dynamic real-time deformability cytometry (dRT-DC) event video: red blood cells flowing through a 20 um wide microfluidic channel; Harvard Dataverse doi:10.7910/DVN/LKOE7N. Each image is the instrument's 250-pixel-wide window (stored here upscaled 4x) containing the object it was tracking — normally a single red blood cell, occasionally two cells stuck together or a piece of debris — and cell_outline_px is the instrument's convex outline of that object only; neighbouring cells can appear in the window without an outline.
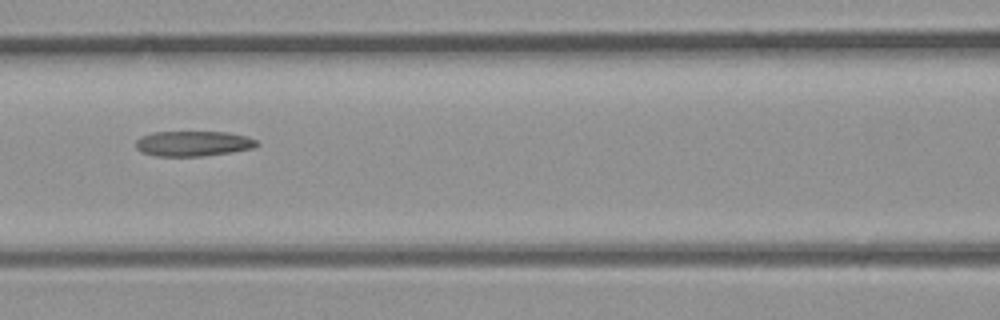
{"species": "common noctule bat (a hibernating species)", "species_latin": "Nyctalus noctula", "temperature_condition": "room temperature", "stored_images_in_passage": 3, "camera_frame_rate_fps": 3000, "um_per_image_px": 0.085, "animal": {"sex": "male", "body_mass_g": 23.1, "forearm_length_mm": 52.7}, "frame": {"image": 1, "passage_image": 3, "time_ms": 0.667, "image_size_px": [1000, 320], "cell_outline_px": [[260, 144], [252, 148], [232, 152], [204, 156], [156, 156], [140, 152], [136, 148], [136, 140], [140, 136], [152, 132], [228, 132], [248, 136], [256, 140]], "centroid_in_image_um": [16.41, 12.2], "position_along_channel_um": 150.2, "area_um2": 17.98}}